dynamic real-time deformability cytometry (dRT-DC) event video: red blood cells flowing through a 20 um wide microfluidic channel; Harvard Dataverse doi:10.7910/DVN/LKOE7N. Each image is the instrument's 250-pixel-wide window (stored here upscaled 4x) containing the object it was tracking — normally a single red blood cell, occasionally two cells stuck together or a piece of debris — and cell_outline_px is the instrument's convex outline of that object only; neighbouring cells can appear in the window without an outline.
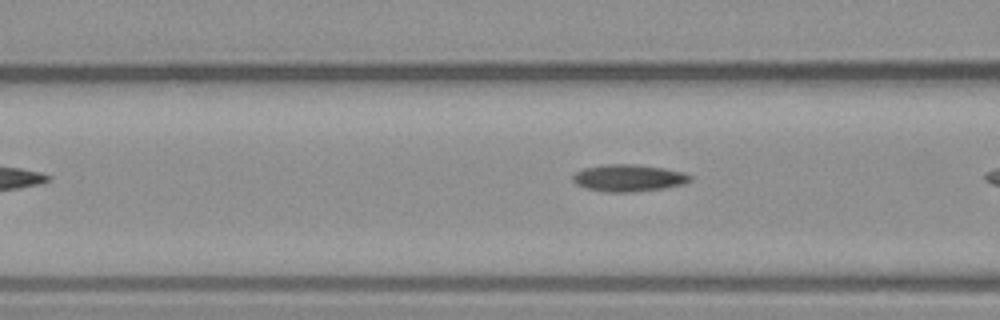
{"species": "common noctule bat (a hibernating species)", "species_latin": "Nyctalus noctula", "temperature_condition": "warm", "stored_images_in_passage": 8, "segment_of_instrument_passage": [2, 2], "camera_frame_rate_fps": 3000, "um_per_image_px": 0.085, "animal": {"sex": "male", "body_mass_g": 23.1, "forearm_length_mm": 52.7}, "frame": {"image": 1, "passage_image": 8, "time_ms": 9.667, "image_size_px": [1000, 320], "cell_outline_px": [[692, 180], [684, 184], [664, 188], [632, 192], [608, 192], [584, 188], [576, 184], [572, 180], [572, 176], [576, 172], [584, 168], [604, 164], [636, 164], [664, 168], [684, 172], [692, 176]], "centroid_in_image_um": [53.43, 15.12], "position_along_channel_um": 113.2, "area_um2": 18.61}}